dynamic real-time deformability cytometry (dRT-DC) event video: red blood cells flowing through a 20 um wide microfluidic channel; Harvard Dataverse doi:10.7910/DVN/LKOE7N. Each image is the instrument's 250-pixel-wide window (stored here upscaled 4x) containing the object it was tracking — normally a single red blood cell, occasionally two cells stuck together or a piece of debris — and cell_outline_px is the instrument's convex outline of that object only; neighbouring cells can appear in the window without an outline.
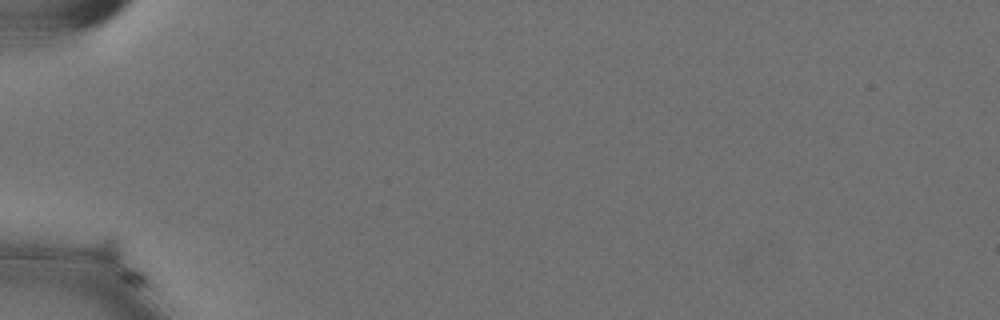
{"species": "Egyptian fruit bat (a non-hibernating species)", "species_latin": "Rousettus aegyptiacus", "temperature_condition": "cold", "stored_images_in_passage": 73, "camera_frame_rate_fps": 3000, "um_per_image_px": 0.085, "animal": {"sex": "female"}, "frame": {"image": 1, "passage_image": 1, "time_ms": 0.0, "image_size_px": [1000, 320], "cell_outline_px": [[148, 280], [144, 288], [132, 288], [124, 284], [84, 256], [80, 252], [84, 248], [108, 236], [116, 236]], "centroid_in_image_um": [9.84, 22.24], "position_along_channel_um": 75.2, "area_um2": 12.6}}
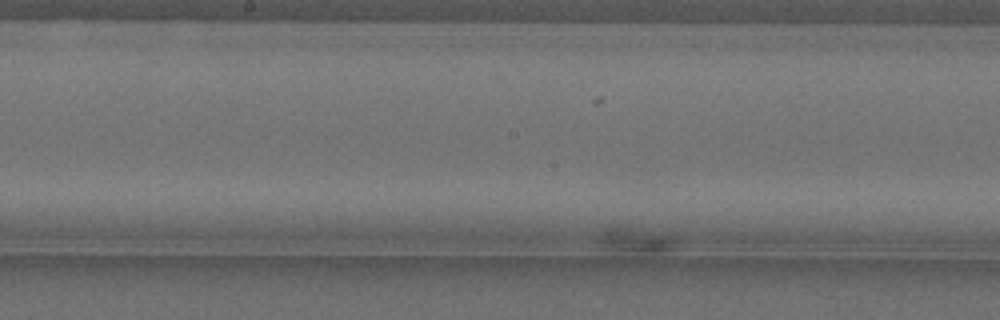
{"frame": {"image": 2, "passage_image": 33, "time_ms": 10.667, "image_size_px": [1000, 320], "cell_outline_px": [[676, 248], [664, 252], [644, 256], [600, 252], [600, 228], [628, 228], [668, 236], [672, 240]], "centroid_in_image_um": [53.86, 20.58], "position_along_channel_um": 194.3, "area_um2": 12.02}}